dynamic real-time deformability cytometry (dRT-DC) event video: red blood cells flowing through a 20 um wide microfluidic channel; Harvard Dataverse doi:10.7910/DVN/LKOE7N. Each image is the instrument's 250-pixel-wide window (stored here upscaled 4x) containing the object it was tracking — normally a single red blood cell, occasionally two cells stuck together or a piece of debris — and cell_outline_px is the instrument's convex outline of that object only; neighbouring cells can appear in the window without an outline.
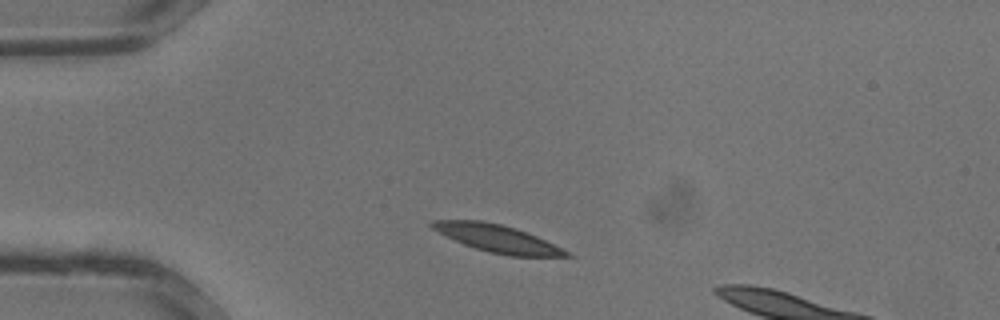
{"species": "common noctule bat (a hibernating species)", "species_latin": "Nyctalus noctula", "temperature_condition": "warm", "stored_images_in_passage": 24, "camera_frame_rate_fps": 3000, "um_per_image_px": 0.085, "animal": {"sex": "male", "body_mass_g": 13.3}, "frame": {"image": 1, "passage_image": 1, "time_ms": 0.0, "image_size_px": [1000, 320], "cell_outline_px": [[576, 256], [512, 256], [488, 252], [464, 244], [432, 228], [428, 224], [432, 220], [480, 220], [500, 224], [516, 228], [536, 236]], "centroid_in_image_um": [42.25, 20.26], "position_along_channel_um": 42.8, "area_um2": 20.98}}
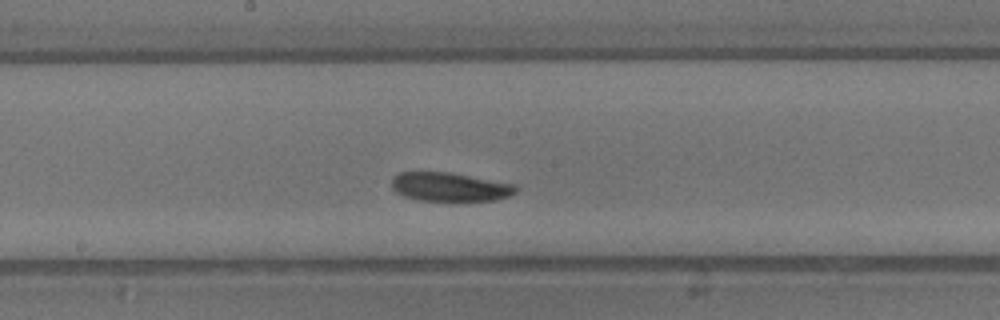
{"frame": {"image": 2, "passage_image": 11, "time_ms": 3.333, "image_size_px": [1000, 320], "cell_outline_px": [[520, 188], [516, 192], [508, 196], [496, 200], [416, 200], [404, 196], [396, 192], [392, 188], [392, 180], [400, 172], [448, 172], [516, 184]], "centroid_in_image_um": [38.26, 15.88], "position_along_channel_um": 209.9, "area_um2": 20.69}}
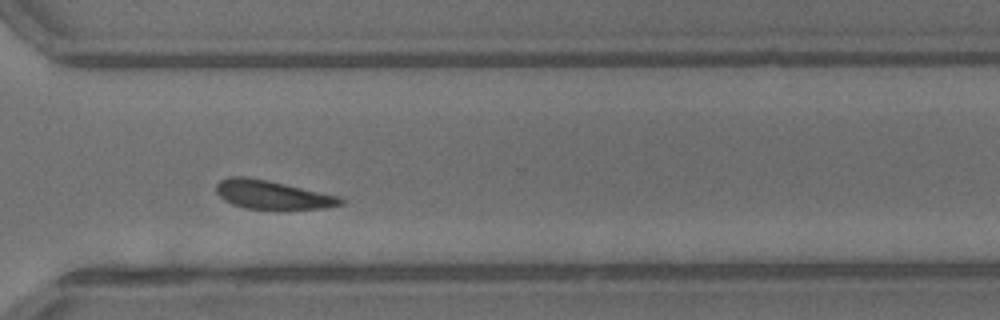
{"frame": {"image": 3, "passage_image": 18, "time_ms": 5.667, "image_size_px": [1000, 320], "cell_outline_px": [[344, 204], [324, 208], [280, 212], [244, 208], [232, 204], [224, 200], [216, 192], [216, 184], [220, 180], [228, 176], [248, 176], [268, 180], [340, 196], [344, 200]], "centroid_in_image_um": [23.17, 16.59], "position_along_channel_um": 347.4, "area_um2": 21.79}}